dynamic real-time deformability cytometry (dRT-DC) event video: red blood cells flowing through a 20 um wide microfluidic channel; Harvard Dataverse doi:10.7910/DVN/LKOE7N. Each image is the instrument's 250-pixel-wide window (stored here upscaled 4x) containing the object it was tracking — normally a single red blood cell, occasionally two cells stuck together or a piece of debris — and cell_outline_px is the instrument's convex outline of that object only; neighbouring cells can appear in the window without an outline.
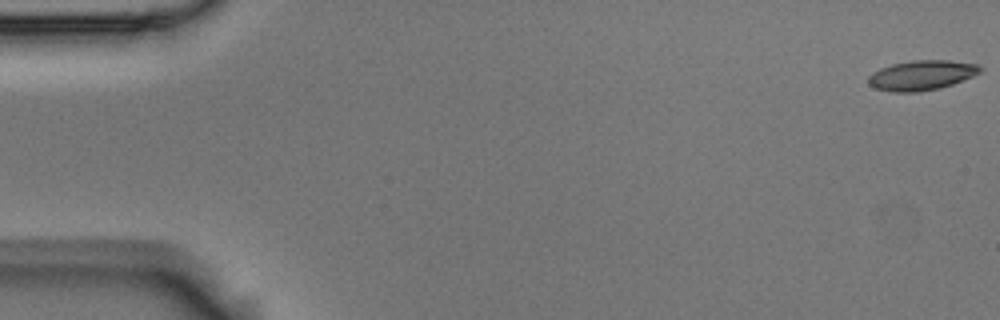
{"species": "Egyptian fruit bat (a non-hibernating species)", "species_latin": "Rousettus aegyptiacus", "temperature_condition": "room temperature", "stored_images_in_passage": 54, "camera_frame_rate_fps": 3000, "um_per_image_px": 0.085, "animal": {"sex": "male"}, "frame": {"image": 1, "passage_image": 1, "time_ms": 0.0, "image_size_px": [1000, 320], "cell_outline_px": [[984, 68], [980, 72], [972, 76], [952, 84], [936, 88], [916, 92], [892, 92], [876, 88], [868, 84], [868, 76], [872, 72], [880, 68], [892, 64], [912, 60], [948, 60], [976, 64]], "centroid_in_image_um": [78.31, 6.38], "position_along_channel_um": 6.7, "area_um2": 19.31}}
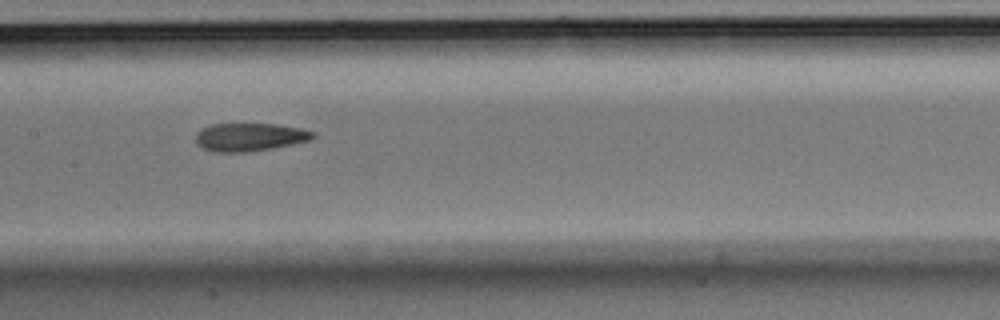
{"frame": {"image": 2, "passage_image": 27, "time_ms": 8.667, "image_size_px": [1000, 320], "cell_outline_px": [[316, 136], [308, 140], [272, 148], [244, 152], [216, 152], [204, 148], [196, 144], [196, 132], [212, 124], [276, 124], [300, 128], [316, 132]], "centroid_in_image_um": [21.22, 11.64], "position_along_channel_um": 186.2, "area_um2": 18.96}}
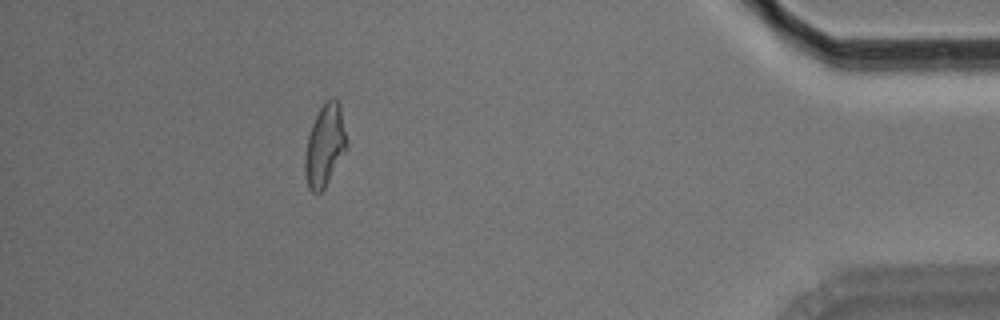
{"frame": {"image": 3, "passage_image": 49, "time_ms": 16.0, "image_size_px": [1000, 320], "cell_outline_px": [[348, 148], [324, 188], [320, 192], [312, 192], [308, 188], [304, 172], [304, 156], [308, 136], [312, 124], [324, 100], [332, 96], [336, 96], [340, 104], [348, 140]], "centroid_in_image_um": [27.63, 12.32], "position_along_channel_um": 407.6, "area_um2": 20.35}, "authors_computed_cell_mechanics": {"area_um2": 19.6231, "velocity_mm_per_s": 3.7246, "shape_relaxation_time_tau1_ms": 8.4734, "shape_relaxation_time_tau2_ms": 2.8775, "deformation_change_tau1": 0.2257, "deformation_change_tau2": 0.1145}}